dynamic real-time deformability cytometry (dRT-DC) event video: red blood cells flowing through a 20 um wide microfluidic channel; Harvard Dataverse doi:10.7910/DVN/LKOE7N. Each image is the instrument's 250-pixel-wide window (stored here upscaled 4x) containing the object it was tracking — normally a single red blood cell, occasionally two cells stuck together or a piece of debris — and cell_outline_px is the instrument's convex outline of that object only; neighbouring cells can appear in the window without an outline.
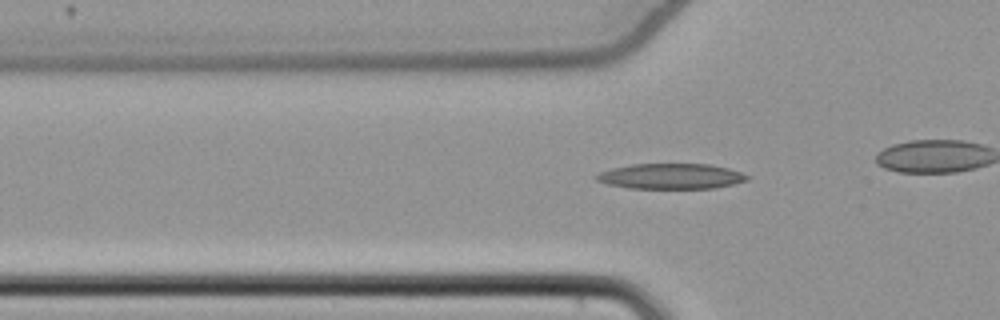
{"species": "common noctule bat (a hibernating species)", "species_latin": "Nyctalus noctula", "temperature_condition": "cold", "stored_images_in_passage": 34, "camera_frame_rate_fps": 3000, "um_per_image_px": 0.085, "animal": {"sex": "female", "body_mass_g": 22.7, "forearm_length_mm": 54.2}, "frame": {"image": 1, "passage_image": 10, "time_ms": 3.0, "image_size_px": [1000, 320], "cell_outline_px": [[752, 176], [748, 180], [716, 188], [628, 188], [608, 184], [596, 180], [592, 176], [600, 172], [612, 168], [632, 164], [708, 164], [728, 168]], "centroid_in_image_um": [57.03, 14.98], "position_along_channel_um": 68.8, "area_um2": 22.37}}